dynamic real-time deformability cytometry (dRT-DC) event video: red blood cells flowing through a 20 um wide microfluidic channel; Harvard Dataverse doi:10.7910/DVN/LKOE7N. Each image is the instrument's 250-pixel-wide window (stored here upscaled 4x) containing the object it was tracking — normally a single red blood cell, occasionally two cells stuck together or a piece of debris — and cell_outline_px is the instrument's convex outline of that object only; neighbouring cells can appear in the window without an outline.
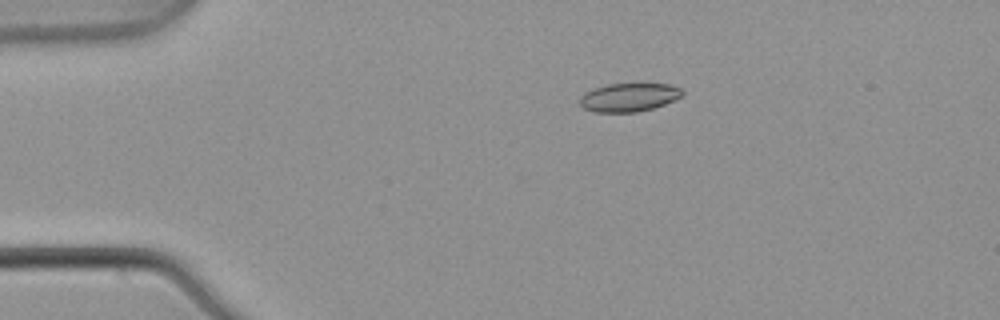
{"species": "common noctule bat (a hibernating species)", "species_latin": "Nyctalus noctula", "temperature_condition": "warm", "stored_images_in_passage": 2, "camera_frame_rate_fps": 3000, "um_per_image_px": 0.085, "animal": {"sex": "male", "body_mass_g": 21.5, "forearm_length_mm": 52.0}, "frame": {"image": 1, "passage_image": 1, "time_ms": 0.0, "image_size_px": [1000, 320], "cell_outline_px": [[684, 92], [680, 96], [664, 104], [652, 108], [636, 112], [596, 112], [584, 108], [580, 104], [580, 96], [584, 92], [592, 88], [608, 84], [668, 84], [680, 88]], "centroid_in_image_um": [53.41, 8.27], "position_along_channel_um": 31.6, "area_um2": 16.82}}